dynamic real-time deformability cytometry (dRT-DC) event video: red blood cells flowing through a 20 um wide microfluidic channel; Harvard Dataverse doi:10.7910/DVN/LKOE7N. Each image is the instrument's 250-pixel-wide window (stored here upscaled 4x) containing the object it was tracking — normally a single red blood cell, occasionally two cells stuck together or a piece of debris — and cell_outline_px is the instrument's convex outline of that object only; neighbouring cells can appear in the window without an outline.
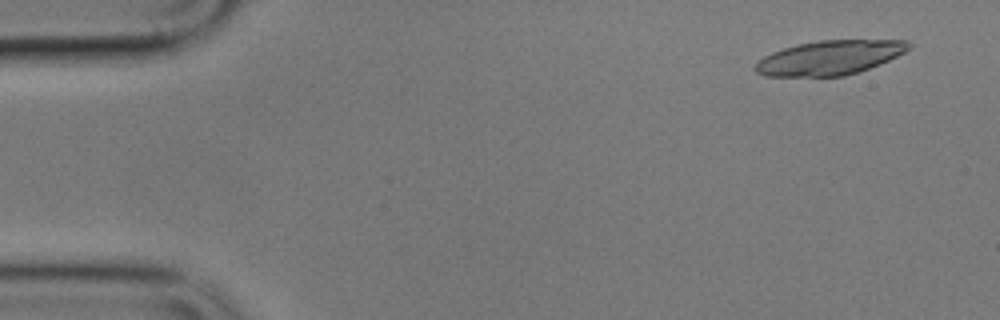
{"species": "common noctule bat (a hibernating species)", "species_latin": "Nyctalus noctula", "temperature_condition": "cold", "stored_images_in_passage": 18, "camera_frame_rate_fps": 3000, "um_per_image_px": 0.085, "animal": {"sex": "male", "body_mass_g": 17.9}, "frame": {"image": 1, "passage_image": 4, "time_ms": 1.0, "image_size_px": [1000, 320], "cell_outline_px": [[912, 44], [904, 52], [880, 64], [844, 76], [764, 76], [756, 72], [752, 68], [764, 56], [772, 52], [796, 44], [820, 40], [908, 40]], "centroid_in_image_um": [70.5, 4.9], "position_along_channel_um": 14.5, "area_um2": 30.52}}